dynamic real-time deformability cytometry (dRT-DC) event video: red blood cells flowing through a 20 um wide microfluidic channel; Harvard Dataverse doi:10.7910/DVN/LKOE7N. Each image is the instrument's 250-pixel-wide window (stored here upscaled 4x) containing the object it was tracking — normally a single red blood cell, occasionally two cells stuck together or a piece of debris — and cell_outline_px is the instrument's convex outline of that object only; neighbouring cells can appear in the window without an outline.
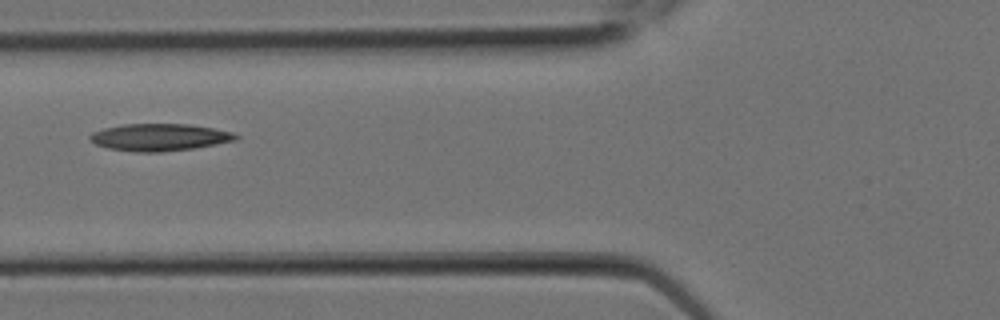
{"species": "Egyptian fruit bat (a non-hibernating species)", "species_latin": "Rousettus aegyptiacus", "temperature_condition": "room temperature", "stored_images_in_passage": 6, "camera_frame_rate_fps": 3000, "um_per_image_px": 0.085, "animal": {"sex": "female"}, "frame": {"image": 1, "passage_image": 4, "time_ms": 1.0, "image_size_px": [1000, 320], "cell_outline_px": [[240, 136], [236, 140], [216, 144], [192, 148], [160, 152], [136, 152], [108, 148], [96, 144], [88, 136], [92, 132], [104, 128], [124, 124], [188, 124], [212, 128], [232, 132]], "centroid_in_image_um": [13.55, 11.66], "position_along_channel_um": 112.3, "area_um2": 22.89}}
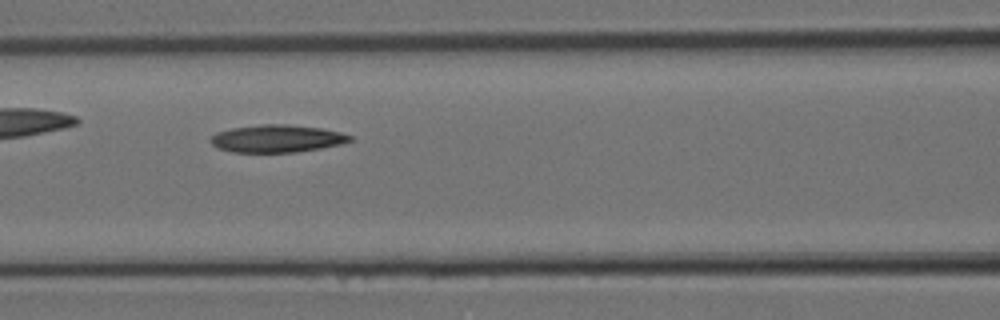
{"frame": {"image": 2, "passage_image": 5, "time_ms": 1.333, "image_size_px": [1000, 320], "cell_outline_px": [[352, 140], [340, 144], [320, 148], [296, 152], [232, 152], [216, 148], [208, 140], [216, 132], [232, 128], [260, 124], [288, 124], [320, 128], [340, 132], [352, 136]], "centroid_in_image_um": [23.49, 11.78], "position_along_channel_um": 143.1, "area_um2": 22.37}}